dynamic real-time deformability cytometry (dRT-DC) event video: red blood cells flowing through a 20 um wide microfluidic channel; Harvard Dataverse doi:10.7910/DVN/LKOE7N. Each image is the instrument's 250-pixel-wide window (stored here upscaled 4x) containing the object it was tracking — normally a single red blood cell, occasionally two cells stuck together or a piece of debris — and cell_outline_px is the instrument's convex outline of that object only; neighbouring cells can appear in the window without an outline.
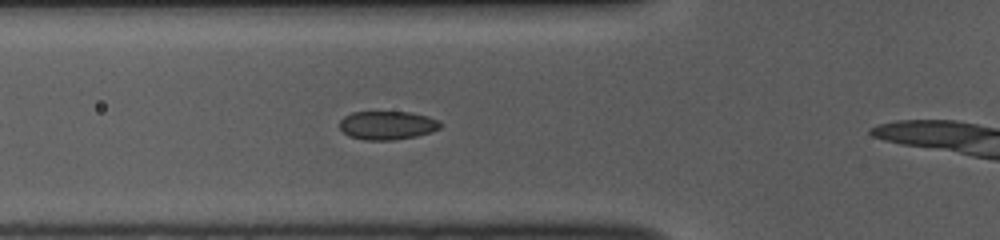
{"species": "common noctule bat (a hibernating species)", "species_latin": "Nyctalus noctula", "temperature_condition": "room temperature", "stored_images_in_passage": 19, "camera_frame_rate_fps": 3000, "um_per_image_px": 0.085, "animal": {"sex": "female", "body_mass_g": 10.0, "forearm_length_mm": 53.1}, "frame": {"image": 1, "passage_image": 8, "time_ms": 2.333, "image_size_px": [1000, 240], "cell_outline_px": [[444, 124], [440, 128], [432, 132], [416, 136], [392, 140], [364, 140], [348, 136], [340, 128], [340, 120], [344, 116], [352, 112], [408, 112], [428, 116], [440, 120]], "centroid_in_image_um": [32.95, 10.65], "position_along_channel_um": 92.9, "area_um2": 16.94}}
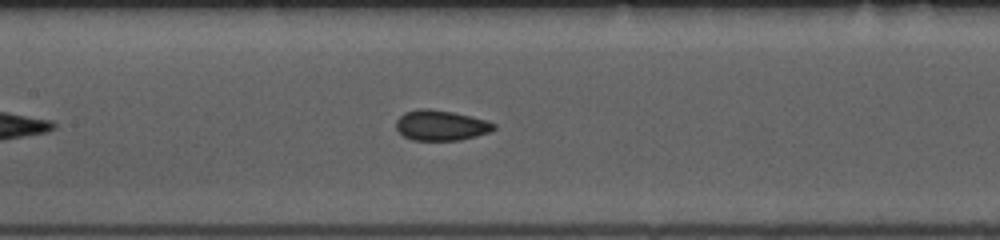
{"frame": {"image": 2, "passage_image": 14, "time_ms": 4.333, "image_size_px": [1000, 240], "cell_outline_px": [[496, 128], [488, 132], [476, 136], [460, 140], [412, 140], [404, 136], [396, 128], [396, 120], [404, 112], [416, 108], [428, 108], [452, 112], [488, 120], [496, 124]], "centroid_in_image_um": [37.47, 10.64], "position_along_channel_um": 169.9, "area_um2": 17.34}}
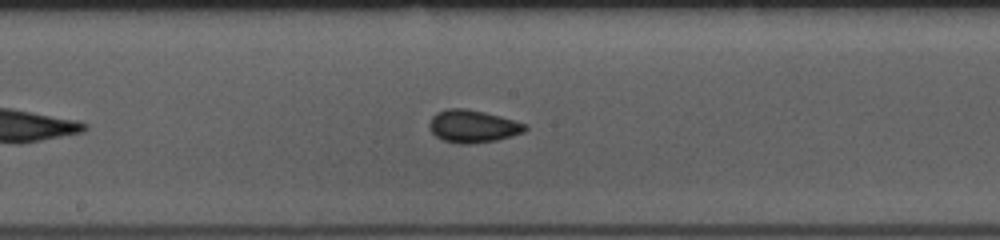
{"frame": {"image": 3, "passage_image": 17, "time_ms": 5.333, "image_size_px": [1000, 240], "cell_outline_px": [[528, 128], [524, 132], [496, 140], [468, 144], [460, 144], [444, 140], [436, 136], [428, 128], [428, 124], [432, 116], [436, 112], [448, 108], [464, 108], [484, 112], [500, 116], [528, 124]], "centroid_in_image_um": [40.18, 10.72], "position_along_channel_um": 208.0, "area_um2": 18.21}}